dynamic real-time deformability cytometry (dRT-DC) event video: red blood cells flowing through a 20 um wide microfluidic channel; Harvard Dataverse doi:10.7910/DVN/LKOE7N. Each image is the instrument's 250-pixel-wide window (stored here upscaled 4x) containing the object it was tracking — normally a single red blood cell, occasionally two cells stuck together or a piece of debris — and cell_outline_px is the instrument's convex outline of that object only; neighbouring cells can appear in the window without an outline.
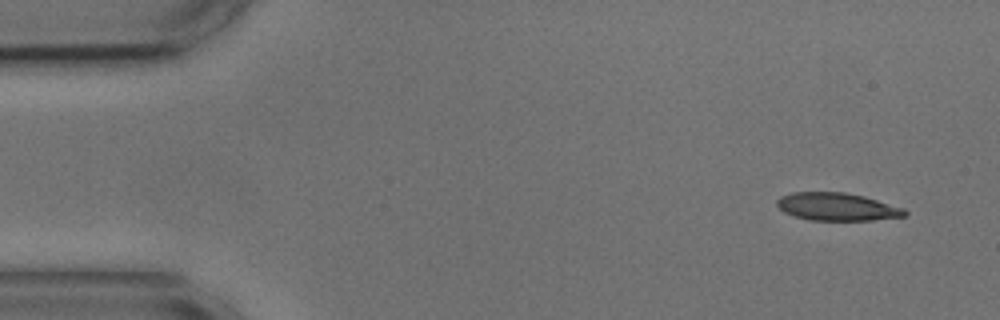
{"species": "common noctule bat (a hibernating species)", "species_latin": "Nyctalus noctula", "temperature_condition": "cold", "stored_images_in_passage": 52, "camera_frame_rate_fps": 3000, "um_per_image_px": 0.085, "animal": {"sex": "male", "body_mass_g": 17.9, "forearm_length_mm": 54.2}, "frame": {"image": 1, "passage_image": 1, "time_ms": 0.0, "image_size_px": [1000, 320], "cell_outline_px": [[908, 212], [904, 216], [872, 220], [812, 220], [796, 216], [784, 212], [776, 204], [776, 200], [780, 196], [792, 192], [844, 192], [864, 196], [904, 208]], "centroid_in_image_um": [71.14, 17.56], "position_along_channel_um": 13.9, "area_um2": 20.58}}
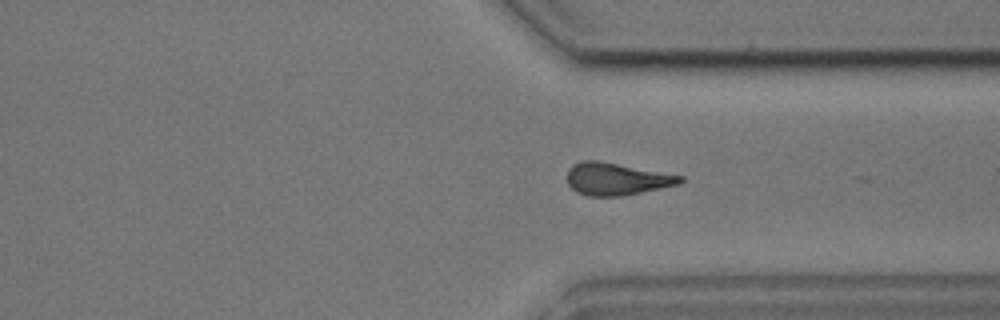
{"frame": {"image": 2, "passage_image": 38, "time_ms": 12.333, "image_size_px": [1000, 320], "cell_outline_px": [[684, 180], [680, 184], [620, 196], [588, 196], [576, 192], [568, 184], [568, 168], [572, 164], [584, 160], [600, 160], [684, 176]], "centroid_in_image_um": [52.39, 15.2], "position_along_channel_um": 359.0, "area_um2": 21.33}}
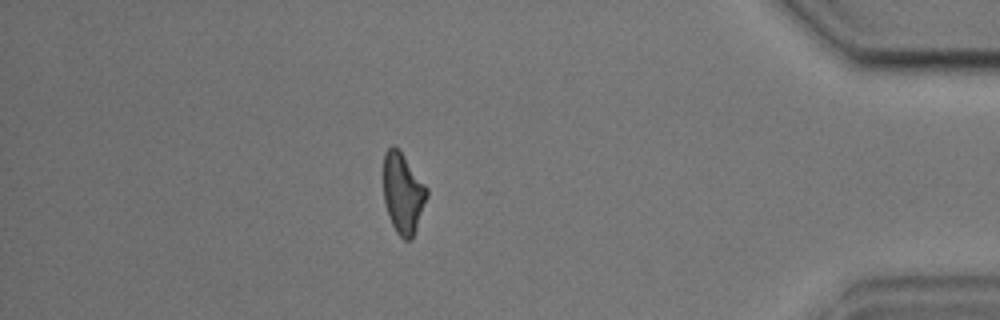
{"frame": {"image": 3, "passage_image": 45, "time_ms": 14.667, "image_size_px": [1000, 320], "cell_outline_px": [[428, 196], [412, 240], [404, 240], [396, 232], [388, 216], [384, 200], [384, 152], [392, 144], [400, 148], [428, 188]], "centroid_in_image_um": [34.26, 16.39], "position_along_channel_um": 400.9, "area_um2": 20.69}, "authors_computed_cell_mechanics": {"area_um2": 21.6461, "velocity_mm_per_s": 3.6023, "shape_relaxation_time_tau1_ms": 10.7587, "shape_relaxation_time_tau2_ms": 4.2897, "deformation_change_tau1": 0.2281, "deformation_change_tau2": 0.142}}